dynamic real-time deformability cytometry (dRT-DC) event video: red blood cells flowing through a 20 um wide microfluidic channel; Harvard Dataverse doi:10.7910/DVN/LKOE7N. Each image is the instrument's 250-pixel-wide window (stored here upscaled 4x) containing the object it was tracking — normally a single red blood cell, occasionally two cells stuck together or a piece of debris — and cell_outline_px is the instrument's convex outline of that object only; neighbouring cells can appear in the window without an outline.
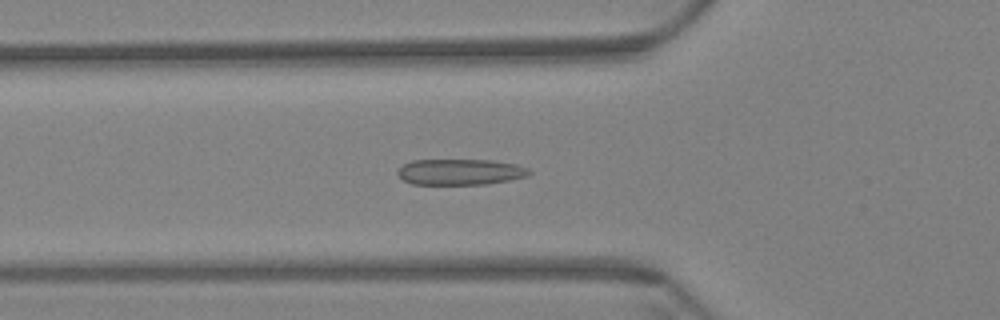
{"species": "Egyptian fruit bat (a non-hibernating species)", "species_latin": "Rousettus aegyptiacus", "temperature_condition": "warm", "stored_images_in_passage": 59, "camera_frame_rate_fps": 3000, "um_per_image_px": 0.085, "animal": {"sex": "female"}, "frame": {"image": 1, "passage_image": 20, "time_ms": 6.333, "image_size_px": [1000, 320], "cell_outline_px": [[532, 172], [528, 176], [488, 184], [412, 184], [404, 180], [396, 172], [404, 164], [412, 160], [492, 160], [516, 164], [528, 168]], "centroid_in_image_um": [39.14, 14.61], "position_along_channel_um": 86.7, "area_um2": 19.83}}
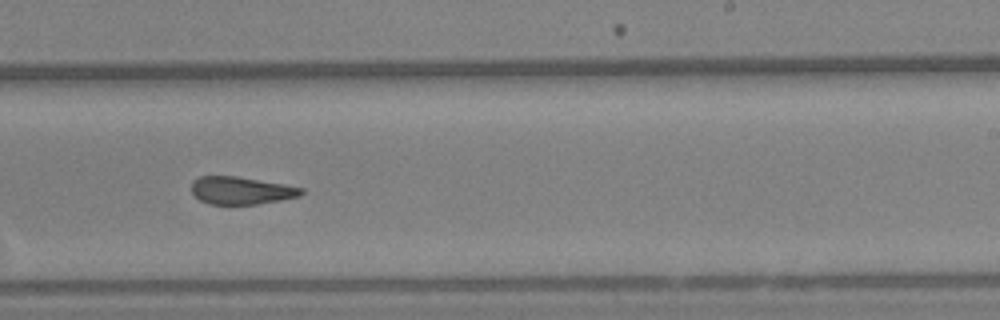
{"frame": {"image": 2, "passage_image": 36, "time_ms": 11.667, "image_size_px": [1000, 320], "cell_outline_px": [[304, 192], [300, 196], [260, 204], [208, 204], [200, 200], [192, 192], [192, 180], [200, 176], [236, 176], [284, 184], [304, 188]], "centroid_in_image_um": [20.5, 16.19], "position_along_channel_um": 268.5, "area_um2": 17.69}}
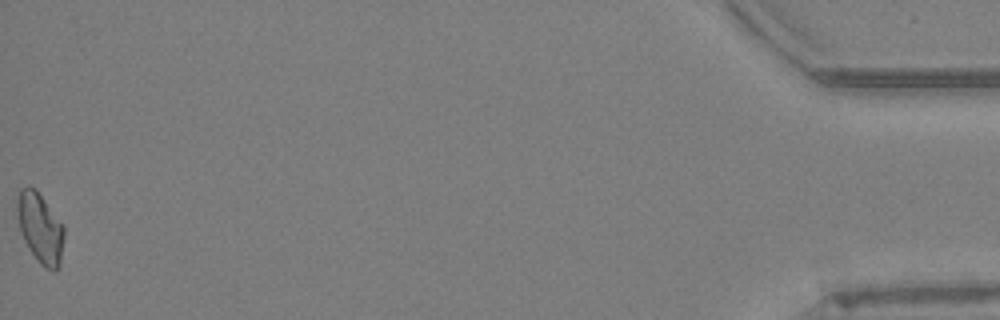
{"frame": {"image": 3, "passage_image": 59, "time_ms": 19.333, "image_size_px": [1000, 320], "cell_outline_px": [[64, 236], [60, 264], [52, 272], [40, 264], [28, 248], [24, 240], [20, 228], [16, 212], [16, 200], [20, 188], [28, 184], [36, 188], [64, 224]], "centroid_in_image_um": [3.41, 19.32], "position_along_channel_um": 431.8, "area_um2": 19.54}, "authors_computed_cell_mechanics": {"area_um2": 19.0162, "velocity_mm_per_s": 3.4228, "shape_relaxation_time_tau1_ms": null, "shape_relaxation_time_tau2_ms": 2.031, "deformation_change_tau1": null, "deformation_change_tau2": 0.0951}}